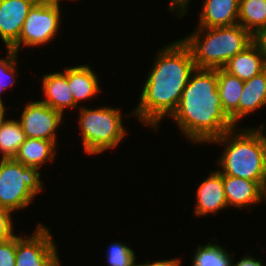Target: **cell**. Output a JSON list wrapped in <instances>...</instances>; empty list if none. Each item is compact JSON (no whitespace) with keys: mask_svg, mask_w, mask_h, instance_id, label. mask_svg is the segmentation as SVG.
<instances>
[{"mask_svg":"<svg viewBox=\"0 0 266 266\" xmlns=\"http://www.w3.org/2000/svg\"><path fill=\"white\" fill-rule=\"evenodd\" d=\"M155 59L142 86L138 106L125 114V117L134 115L153 131L177 109L189 77L196 69L191 50L182 39L160 48Z\"/></svg>","mask_w":266,"mask_h":266,"instance_id":"6da1fadb","label":"cell"},{"mask_svg":"<svg viewBox=\"0 0 266 266\" xmlns=\"http://www.w3.org/2000/svg\"><path fill=\"white\" fill-rule=\"evenodd\" d=\"M217 88L218 68L195 69L170 116L191 143L209 144L235 127L222 109Z\"/></svg>","mask_w":266,"mask_h":266,"instance_id":"7a4b0ae2","label":"cell"},{"mask_svg":"<svg viewBox=\"0 0 266 266\" xmlns=\"http://www.w3.org/2000/svg\"><path fill=\"white\" fill-rule=\"evenodd\" d=\"M265 125L242 128L236 126L210 143L224 145L217 164L222 175L256 181L266 186V132ZM265 132V133H264ZM221 143V144H220Z\"/></svg>","mask_w":266,"mask_h":266,"instance_id":"3957f363","label":"cell"},{"mask_svg":"<svg viewBox=\"0 0 266 266\" xmlns=\"http://www.w3.org/2000/svg\"><path fill=\"white\" fill-rule=\"evenodd\" d=\"M191 50L196 69L222 68L253 42V36L240 24L198 27L181 38Z\"/></svg>","mask_w":266,"mask_h":266,"instance_id":"277c9868","label":"cell"},{"mask_svg":"<svg viewBox=\"0 0 266 266\" xmlns=\"http://www.w3.org/2000/svg\"><path fill=\"white\" fill-rule=\"evenodd\" d=\"M121 111L110 106L96 109L79 107L78 125L85 153L95 156L120 145L128 135Z\"/></svg>","mask_w":266,"mask_h":266,"instance_id":"5b68a950","label":"cell"},{"mask_svg":"<svg viewBox=\"0 0 266 266\" xmlns=\"http://www.w3.org/2000/svg\"><path fill=\"white\" fill-rule=\"evenodd\" d=\"M40 170L14 158H0V206L13 213L24 211L44 189Z\"/></svg>","mask_w":266,"mask_h":266,"instance_id":"8992f818","label":"cell"},{"mask_svg":"<svg viewBox=\"0 0 266 266\" xmlns=\"http://www.w3.org/2000/svg\"><path fill=\"white\" fill-rule=\"evenodd\" d=\"M61 9L60 1L37 0L29 10L18 41L10 49L19 54L22 45L40 47L55 39L61 29Z\"/></svg>","mask_w":266,"mask_h":266,"instance_id":"52a82bcc","label":"cell"},{"mask_svg":"<svg viewBox=\"0 0 266 266\" xmlns=\"http://www.w3.org/2000/svg\"><path fill=\"white\" fill-rule=\"evenodd\" d=\"M47 226L38 223L33 234H16L15 266H61L57 243Z\"/></svg>","mask_w":266,"mask_h":266,"instance_id":"ba28073f","label":"cell"},{"mask_svg":"<svg viewBox=\"0 0 266 266\" xmlns=\"http://www.w3.org/2000/svg\"><path fill=\"white\" fill-rule=\"evenodd\" d=\"M18 120L27 138L46 139L57 144L58 128L64 116L41 100L25 104Z\"/></svg>","mask_w":266,"mask_h":266,"instance_id":"9c48e42d","label":"cell"},{"mask_svg":"<svg viewBox=\"0 0 266 266\" xmlns=\"http://www.w3.org/2000/svg\"><path fill=\"white\" fill-rule=\"evenodd\" d=\"M196 202L194 216L203 217L208 214H217L221 210L228 208L223 185V175L218 168L209 173L203 179L196 190Z\"/></svg>","mask_w":266,"mask_h":266,"instance_id":"30bf717a","label":"cell"},{"mask_svg":"<svg viewBox=\"0 0 266 266\" xmlns=\"http://www.w3.org/2000/svg\"><path fill=\"white\" fill-rule=\"evenodd\" d=\"M37 0H0V38L10 49L19 39L30 8Z\"/></svg>","mask_w":266,"mask_h":266,"instance_id":"8fae6325","label":"cell"},{"mask_svg":"<svg viewBox=\"0 0 266 266\" xmlns=\"http://www.w3.org/2000/svg\"><path fill=\"white\" fill-rule=\"evenodd\" d=\"M42 91L44 100H41L49 107L60 112L64 116V110L67 108H79L72 96L68 84V67L63 72L46 73L42 78Z\"/></svg>","mask_w":266,"mask_h":266,"instance_id":"7c38bea8","label":"cell"},{"mask_svg":"<svg viewBox=\"0 0 266 266\" xmlns=\"http://www.w3.org/2000/svg\"><path fill=\"white\" fill-rule=\"evenodd\" d=\"M224 192L229 207L245 210L261 203L264 188L256 181L223 175Z\"/></svg>","mask_w":266,"mask_h":266,"instance_id":"4fadbf2b","label":"cell"},{"mask_svg":"<svg viewBox=\"0 0 266 266\" xmlns=\"http://www.w3.org/2000/svg\"><path fill=\"white\" fill-rule=\"evenodd\" d=\"M199 27L212 28L238 24L239 0H203Z\"/></svg>","mask_w":266,"mask_h":266,"instance_id":"5bb4252c","label":"cell"},{"mask_svg":"<svg viewBox=\"0 0 266 266\" xmlns=\"http://www.w3.org/2000/svg\"><path fill=\"white\" fill-rule=\"evenodd\" d=\"M222 69L242 81H247L265 71L266 63L259 47L252 42L232 57Z\"/></svg>","mask_w":266,"mask_h":266,"instance_id":"9a60e30c","label":"cell"},{"mask_svg":"<svg viewBox=\"0 0 266 266\" xmlns=\"http://www.w3.org/2000/svg\"><path fill=\"white\" fill-rule=\"evenodd\" d=\"M68 84L74 102L78 107H81L79 103L84 100L88 101L94 96H98L101 92L99 86V79L95 71L92 70L89 63L84 65H77L68 67Z\"/></svg>","mask_w":266,"mask_h":266,"instance_id":"2e32d148","label":"cell"},{"mask_svg":"<svg viewBox=\"0 0 266 266\" xmlns=\"http://www.w3.org/2000/svg\"><path fill=\"white\" fill-rule=\"evenodd\" d=\"M57 145L46 139L27 138L20 146L14 159L25 166L42 168L48 162L56 159Z\"/></svg>","mask_w":266,"mask_h":266,"instance_id":"e0dca14e","label":"cell"},{"mask_svg":"<svg viewBox=\"0 0 266 266\" xmlns=\"http://www.w3.org/2000/svg\"><path fill=\"white\" fill-rule=\"evenodd\" d=\"M244 81L218 68V92L223 111L234 126L238 125V103L243 91Z\"/></svg>","mask_w":266,"mask_h":266,"instance_id":"ac0fdd59","label":"cell"},{"mask_svg":"<svg viewBox=\"0 0 266 266\" xmlns=\"http://www.w3.org/2000/svg\"><path fill=\"white\" fill-rule=\"evenodd\" d=\"M266 106V70L250 80L244 81L238 103V123L244 117Z\"/></svg>","mask_w":266,"mask_h":266,"instance_id":"d6986e66","label":"cell"},{"mask_svg":"<svg viewBox=\"0 0 266 266\" xmlns=\"http://www.w3.org/2000/svg\"><path fill=\"white\" fill-rule=\"evenodd\" d=\"M238 24L252 36L266 27V0H239Z\"/></svg>","mask_w":266,"mask_h":266,"instance_id":"ffe728a7","label":"cell"},{"mask_svg":"<svg viewBox=\"0 0 266 266\" xmlns=\"http://www.w3.org/2000/svg\"><path fill=\"white\" fill-rule=\"evenodd\" d=\"M26 139L18 119H7L0 128L1 159L14 158Z\"/></svg>","mask_w":266,"mask_h":266,"instance_id":"44dd1931","label":"cell"},{"mask_svg":"<svg viewBox=\"0 0 266 266\" xmlns=\"http://www.w3.org/2000/svg\"><path fill=\"white\" fill-rule=\"evenodd\" d=\"M233 256L217 243L208 242L197 245L192 259V266H233Z\"/></svg>","mask_w":266,"mask_h":266,"instance_id":"7402d4cb","label":"cell"},{"mask_svg":"<svg viewBox=\"0 0 266 266\" xmlns=\"http://www.w3.org/2000/svg\"><path fill=\"white\" fill-rule=\"evenodd\" d=\"M7 57L0 58V94L13 87L17 83L16 74H18V53L7 49ZM0 95V102L4 103Z\"/></svg>","mask_w":266,"mask_h":266,"instance_id":"603a6c76","label":"cell"},{"mask_svg":"<svg viewBox=\"0 0 266 266\" xmlns=\"http://www.w3.org/2000/svg\"><path fill=\"white\" fill-rule=\"evenodd\" d=\"M106 253L107 266H136V253L126 243L112 242Z\"/></svg>","mask_w":266,"mask_h":266,"instance_id":"cb8c5ba5","label":"cell"},{"mask_svg":"<svg viewBox=\"0 0 266 266\" xmlns=\"http://www.w3.org/2000/svg\"><path fill=\"white\" fill-rule=\"evenodd\" d=\"M9 209L0 206V242L7 241L15 236L14 222Z\"/></svg>","mask_w":266,"mask_h":266,"instance_id":"d4e9b609","label":"cell"},{"mask_svg":"<svg viewBox=\"0 0 266 266\" xmlns=\"http://www.w3.org/2000/svg\"><path fill=\"white\" fill-rule=\"evenodd\" d=\"M16 235L7 241L0 242V266H15Z\"/></svg>","mask_w":266,"mask_h":266,"instance_id":"484cf974","label":"cell"},{"mask_svg":"<svg viewBox=\"0 0 266 266\" xmlns=\"http://www.w3.org/2000/svg\"><path fill=\"white\" fill-rule=\"evenodd\" d=\"M189 3L190 0H171L167 9L169 12L171 11L174 13L175 11V14L177 13L176 15L181 18L187 14Z\"/></svg>","mask_w":266,"mask_h":266,"instance_id":"4316f807","label":"cell"},{"mask_svg":"<svg viewBox=\"0 0 266 266\" xmlns=\"http://www.w3.org/2000/svg\"><path fill=\"white\" fill-rule=\"evenodd\" d=\"M253 42L259 47L266 63V27L259 30L253 36Z\"/></svg>","mask_w":266,"mask_h":266,"instance_id":"83f0119b","label":"cell"},{"mask_svg":"<svg viewBox=\"0 0 266 266\" xmlns=\"http://www.w3.org/2000/svg\"><path fill=\"white\" fill-rule=\"evenodd\" d=\"M136 266H181L180 258H172L166 260H156L151 262L150 260H146L144 263L136 264Z\"/></svg>","mask_w":266,"mask_h":266,"instance_id":"f1b7e54d","label":"cell"},{"mask_svg":"<svg viewBox=\"0 0 266 266\" xmlns=\"http://www.w3.org/2000/svg\"><path fill=\"white\" fill-rule=\"evenodd\" d=\"M235 262L233 261V266H266L263 265L262 260H257L254 256L251 255H245V257L243 256V258Z\"/></svg>","mask_w":266,"mask_h":266,"instance_id":"f546056e","label":"cell"},{"mask_svg":"<svg viewBox=\"0 0 266 266\" xmlns=\"http://www.w3.org/2000/svg\"><path fill=\"white\" fill-rule=\"evenodd\" d=\"M6 107L4 103L0 102V128L2 127L3 123L7 120L6 118Z\"/></svg>","mask_w":266,"mask_h":266,"instance_id":"4dcf8cb0","label":"cell"},{"mask_svg":"<svg viewBox=\"0 0 266 266\" xmlns=\"http://www.w3.org/2000/svg\"><path fill=\"white\" fill-rule=\"evenodd\" d=\"M261 201L263 202H265L266 201V189L264 188V190H263V193H262V199H261Z\"/></svg>","mask_w":266,"mask_h":266,"instance_id":"1f68e13d","label":"cell"}]
</instances>
